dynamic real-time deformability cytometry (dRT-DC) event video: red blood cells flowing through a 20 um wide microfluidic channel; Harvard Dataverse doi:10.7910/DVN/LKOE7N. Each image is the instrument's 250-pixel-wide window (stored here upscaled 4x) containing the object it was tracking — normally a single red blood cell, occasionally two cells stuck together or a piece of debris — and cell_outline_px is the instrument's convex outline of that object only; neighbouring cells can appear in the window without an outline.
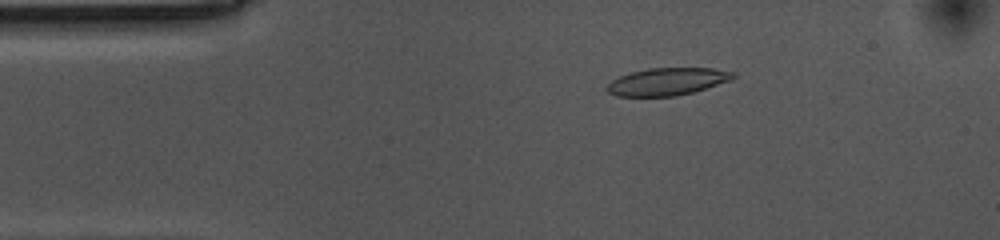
{"species": "common noctule bat (a hibernating species)", "species_latin": "Nyctalus noctula", "temperature_condition": "cold", "stored_images_in_passage": 55, "camera_frame_rate_fps": 3000, "um_per_image_px": 0.085, "animal": {"sex": "female", "body_mass_g": 10.0, "forearm_length_mm": 53.1}, "frame": {"image": 1, "passage_image": 9, "time_ms": 2.667, "image_size_px": [1000, 240], "cell_outline_px": [[736, 76], [732, 80], [692, 92], [676, 96], [616, 96], [608, 92], [604, 88], [612, 80], [620, 76], [632, 72], [648, 68], [712, 68], [736, 72]], "centroid_in_image_um": [56.73, 6.93], "position_along_channel_um": 28.3, "area_um2": 20.17}}
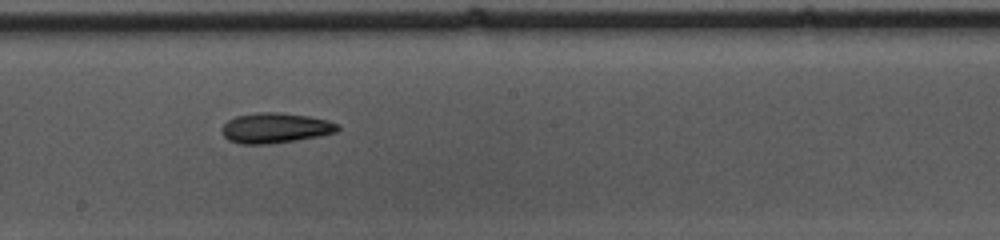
{"frame": {"image": 2, "passage_image": 29, "time_ms": 9.333, "image_size_px": [1000, 240], "cell_outline_px": [[340, 128], [336, 132], [320, 136], [296, 140], [268, 144], [240, 144], [228, 140], [224, 136], [220, 128], [228, 120], [236, 116], [256, 112], [276, 112], [308, 116], [328, 120], [340, 124]], "centroid_in_image_um": [23.4, 10.88], "position_along_channel_um": 224.8, "area_um2": 20.52}}
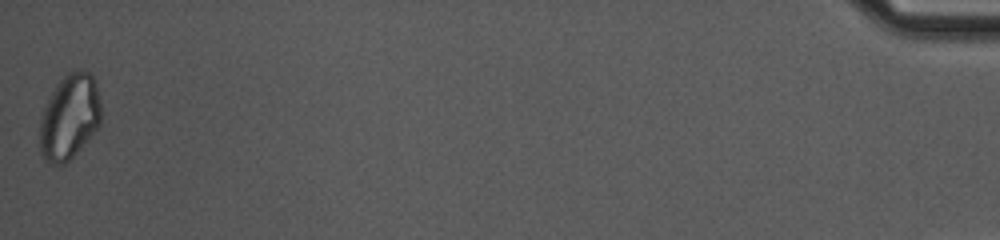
{"frame": {"image": 3, "passage_image": 55, "time_ms": 18.0, "image_size_px": [1000, 240], "cell_outline_px": [[100, 124], [76, 152], [64, 164], [52, 164], [40, 152], [40, 120], [44, 108], [56, 84], [68, 72], [92, 72], [96, 84], [100, 104]], "centroid_in_image_um": [5.9, 9.92], "position_along_channel_um": 429.3, "area_um2": 29.71}, "authors_computed_cell_mechanics": {"area_um2": 20.7502, "velocity_mm_per_s": 3.5448, "shape_relaxation_time_tau1_ms": 9.2969, "shape_relaxation_time_tau2_ms": null, "deformation_change_tau1": 0.1788, "deformation_change_tau2": null}}